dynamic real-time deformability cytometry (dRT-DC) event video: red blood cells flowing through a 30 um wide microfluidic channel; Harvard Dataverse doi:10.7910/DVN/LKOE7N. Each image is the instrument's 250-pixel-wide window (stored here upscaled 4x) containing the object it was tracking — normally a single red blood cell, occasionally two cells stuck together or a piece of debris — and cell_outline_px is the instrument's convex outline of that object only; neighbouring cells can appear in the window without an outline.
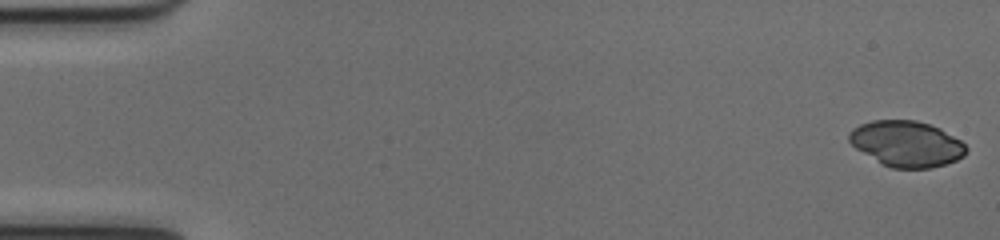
{"species": "common noctule bat (a hibernating species)", "species_latin": "Nyctalus noctula", "temperature_condition": "cold", "stored_images_in_passage": 51, "camera_frame_rate_fps": 3000, "um_per_image_px": 0.085, "animal": {"sex": "female", "body_mass_g": 17.0, "forearm_length_mm": 48.0}, "frame": {"image": 1, "passage_image": 1, "time_ms": 0.0, "image_size_px": [1000, 240], "cell_outline_px": [[968, 148], [964, 156], [956, 160], [944, 164], [928, 168], [892, 168], [884, 164], [856, 148], [848, 140], [848, 136], [860, 124], [872, 120], [916, 120], [940, 128], [960, 140]], "centroid_in_image_um": [77.09, 12.21], "position_along_channel_um": 7.9, "area_um2": 30.75}}